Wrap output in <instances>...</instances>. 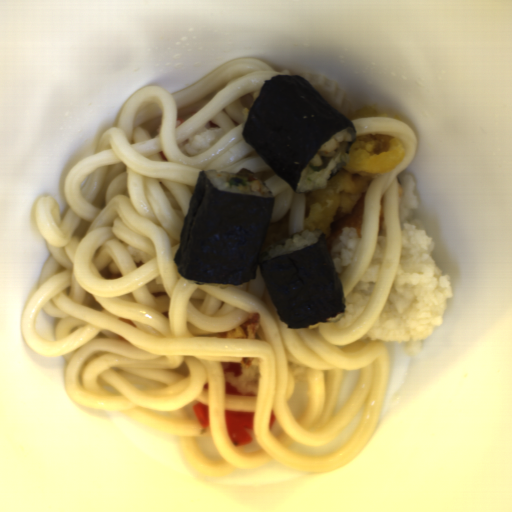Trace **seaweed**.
<instances>
[{"mask_svg":"<svg viewBox=\"0 0 512 512\" xmlns=\"http://www.w3.org/2000/svg\"><path fill=\"white\" fill-rule=\"evenodd\" d=\"M197 174L175 252L177 271L188 281L240 285L256 278L259 267L279 319L290 328L343 315L344 287L335 271L328 241L320 233L312 246L268 258L260 255L268 235L275 195L221 191Z\"/></svg>","mask_w":512,"mask_h":512,"instance_id":"seaweed-1","label":"seaweed"},{"mask_svg":"<svg viewBox=\"0 0 512 512\" xmlns=\"http://www.w3.org/2000/svg\"><path fill=\"white\" fill-rule=\"evenodd\" d=\"M342 130L353 138L348 152L357 133L352 120L301 74H279L263 83L247 114L242 137L297 192L302 170Z\"/></svg>","mask_w":512,"mask_h":512,"instance_id":"seaweed-2","label":"seaweed"}]
</instances>
